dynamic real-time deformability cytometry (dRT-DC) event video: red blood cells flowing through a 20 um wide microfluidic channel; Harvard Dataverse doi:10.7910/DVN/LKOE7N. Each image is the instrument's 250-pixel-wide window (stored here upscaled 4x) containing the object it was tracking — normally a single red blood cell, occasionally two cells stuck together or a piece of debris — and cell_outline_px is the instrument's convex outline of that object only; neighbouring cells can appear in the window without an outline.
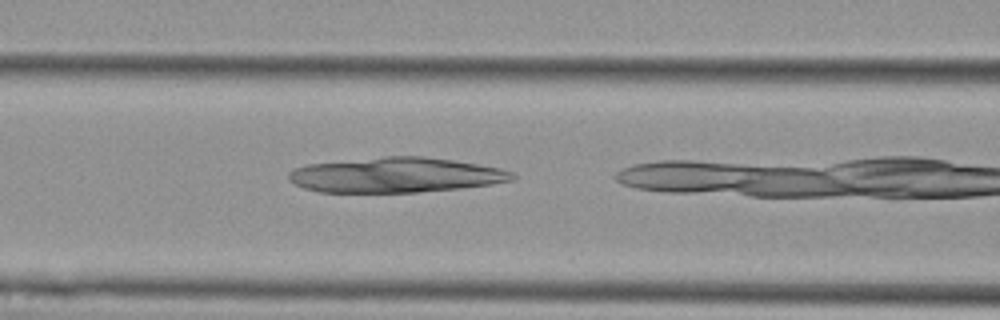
{"species": "Egyptian fruit bat (a non-hibernating species)", "species_latin": "Rousettus aegyptiacus", "temperature_condition": "cold", "stored_images_in_passage": 31, "camera_frame_rate_fps": 3000, "um_per_image_px": 0.085, "animal": {"sex": "female"}, "frame": {"image": 1, "passage_image": 4, "time_ms": 1.0, "image_size_px": [1000, 320], "cell_outline_px": [[516, 176], [512, 180], [492, 184], [460, 188], [420, 192], [320, 192], [304, 188], [288, 180], [288, 172], [296, 168], [308, 164], [384, 156], [424, 156], [452, 160], [500, 168], [512, 172]], "centroid_in_image_um": [33.63, 14.88], "position_along_channel_um": 133.0, "area_um2": 45.55}}
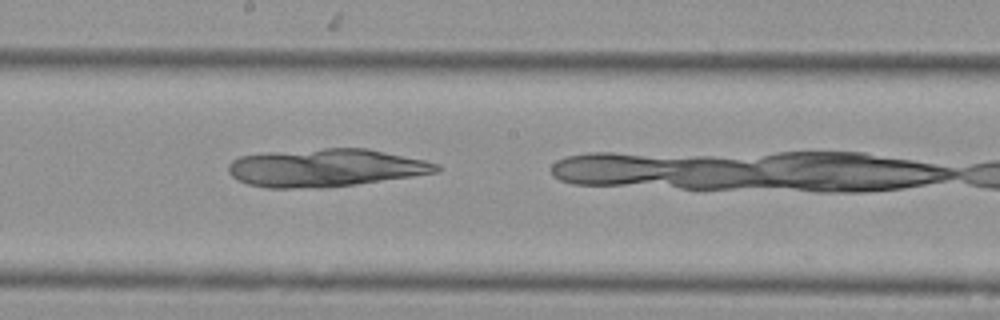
{"frame": {"image": 2, "passage_image": 11, "time_ms": 3.333, "image_size_px": [1000, 320], "cell_outline_px": [[440, 172], [412, 176], [352, 184], [320, 188], [264, 188], [248, 184], [236, 180], [228, 172], [228, 164], [232, 160], [240, 156], [260, 152], [324, 148], [368, 148], [424, 160], [440, 164]], "centroid_in_image_um": [27.61, 14.25], "position_along_channel_um": 220.6, "area_um2": 46.24}}
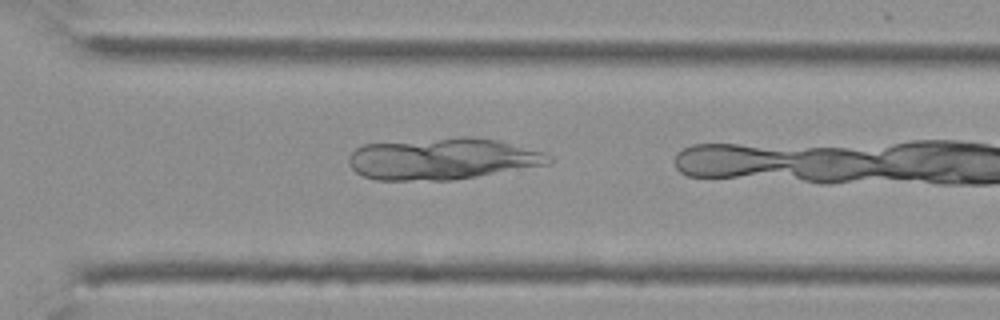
{"frame": {"image": 3, "passage_image": 20, "time_ms": 6.333, "image_size_px": [1000, 320], "cell_outline_px": [[552, 160], [548, 164], [452, 180], [376, 180], [364, 176], [356, 172], [348, 164], [348, 156], [356, 148], [364, 144], [464, 136], [496, 140], [544, 152], [552, 156]], "centroid_in_image_um": [37.57, 13.5], "position_along_channel_um": 333.0, "area_um2": 48.21}}